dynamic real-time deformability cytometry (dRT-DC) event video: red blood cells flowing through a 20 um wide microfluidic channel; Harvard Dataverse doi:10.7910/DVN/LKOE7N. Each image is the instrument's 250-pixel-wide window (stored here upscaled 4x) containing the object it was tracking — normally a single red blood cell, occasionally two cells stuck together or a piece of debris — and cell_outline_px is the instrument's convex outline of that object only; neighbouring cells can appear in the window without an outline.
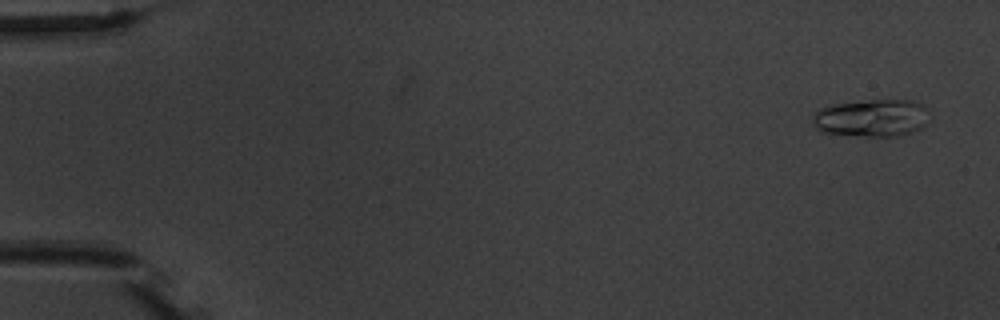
{"species": "common noctule bat (a hibernating species)", "species_latin": "Nyctalus noctula", "temperature_condition": "warm", "stored_images_in_passage": 6, "camera_frame_rate_fps": 3000, "um_per_image_px": 0.085, "animal": {"sex": "male", "body_mass_g": 20.1, "forearm_length_mm": 53.5}, "frame": {"image": 1, "passage_image": 1, "time_ms": 0.0, "image_size_px": [1000, 320], "cell_outline_px": [[932, 120], [920, 128], [912, 132], [896, 136], [864, 136], [820, 132], [816, 128], [812, 120], [812, 116], [820, 108], [832, 104], [872, 100], [912, 100], [924, 104], [928, 108]], "centroid_in_image_um": [74.15, 10.02], "position_along_channel_um": 10.8, "area_um2": 25.89}}